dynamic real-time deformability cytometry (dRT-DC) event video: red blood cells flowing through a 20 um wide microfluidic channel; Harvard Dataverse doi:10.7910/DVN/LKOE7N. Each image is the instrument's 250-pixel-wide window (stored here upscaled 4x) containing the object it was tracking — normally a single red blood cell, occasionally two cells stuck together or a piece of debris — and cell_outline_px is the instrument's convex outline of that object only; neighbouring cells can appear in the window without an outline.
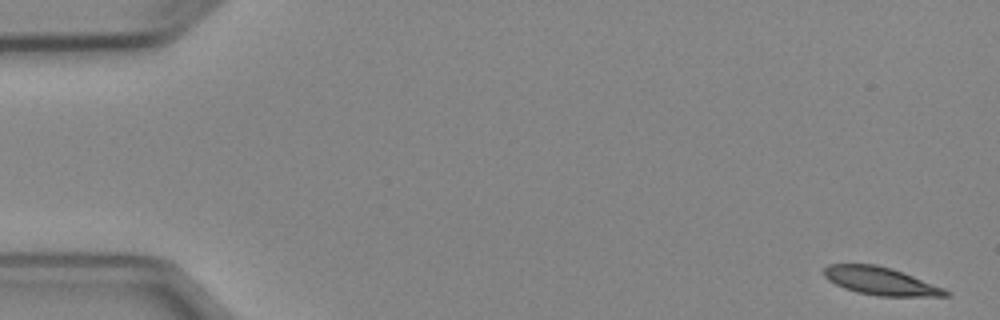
{"species": "Egyptian fruit bat (a non-hibernating species)", "species_latin": "Rousettus aegyptiacus", "temperature_condition": "cold", "stored_images_in_passage": 6, "camera_frame_rate_fps": 3000, "um_per_image_px": 0.085, "animal": {"sex": "female"}, "frame": {"image": 1, "passage_image": 1, "time_ms": 0.0, "image_size_px": [1000, 320], "cell_outline_px": [[952, 292], [948, 296], [876, 296], [856, 292], [844, 288], [828, 280], [824, 276], [824, 268], [828, 264], [876, 264], [892, 268], [944, 288]], "centroid_in_image_um": [74.85, 23.89], "position_along_channel_um": 10.2, "area_um2": 19.77}}